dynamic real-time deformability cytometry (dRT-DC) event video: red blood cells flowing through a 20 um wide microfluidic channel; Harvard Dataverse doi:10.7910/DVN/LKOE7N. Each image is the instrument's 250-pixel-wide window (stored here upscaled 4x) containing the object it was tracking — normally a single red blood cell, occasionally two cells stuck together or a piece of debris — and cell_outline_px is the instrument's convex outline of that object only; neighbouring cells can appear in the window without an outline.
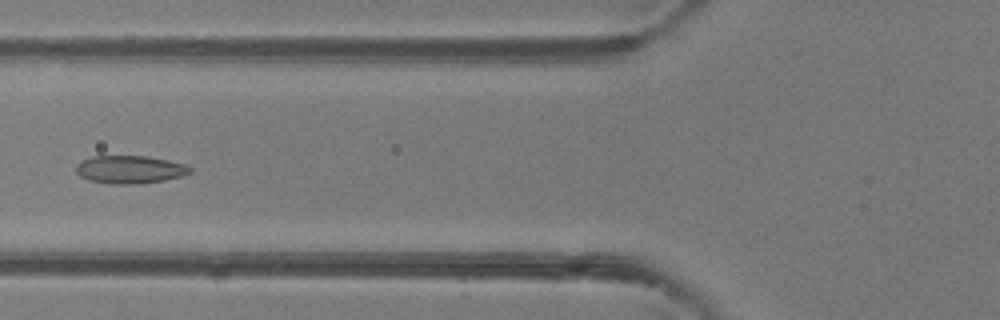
{"species": "common noctule bat (a hibernating species)", "species_latin": "Nyctalus noctula", "temperature_condition": "room temperature", "stored_images_in_passage": 48, "camera_frame_rate_fps": 3000, "um_per_image_px": 0.085, "animal": {"sex": "female"}, "frame": {"image": 1, "passage_image": 19, "time_ms": 6.0, "image_size_px": [1000, 320], "cell_outline_px": [[192, 172], [180, 176], [164, 180], [140, 184], [108, 184], [88, 180], [80, 176], [76, 172], [76, 164], [80, 160], [92, 156], [144, 156], [168, 160], [188, 164], [192, 168]], "centroid_in_image_um": [11.02, 14.41], "position_along_channel_um": 114.8, "area_um2": 18.79}}
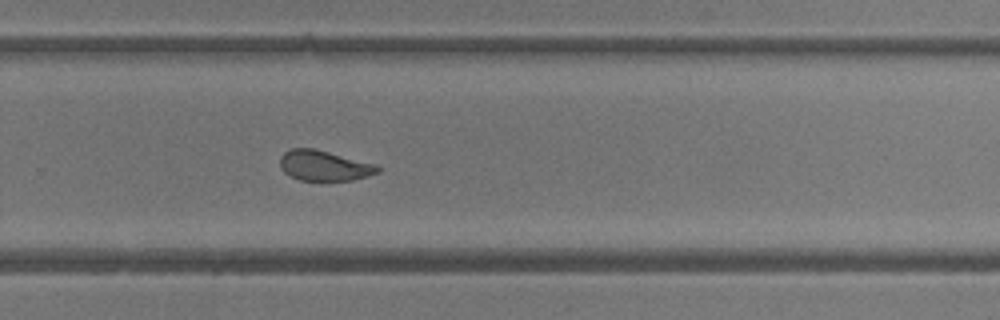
{"frame": {"image": 2, "passage_image": 32, "time_ms": 10.333, "image_size_px": [1000, 320], "cell_outline_px": [[380, 172], [368, 176], [352, 180], [300, 180], [284, 172], [280, 168], [280, 156], [284, 152], [292, 148], [312, 148], [376, 164], [380, 168]], "centroid_in_image_um": [27.55, 14.08], "position_along_channel_um": 302.3, "area_um2": 17.11}}
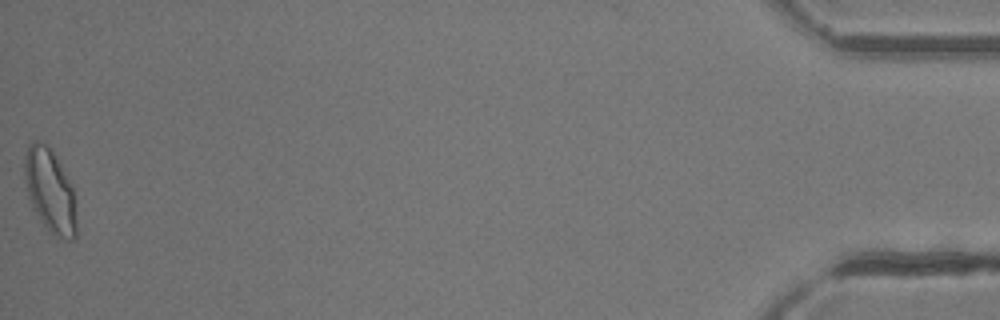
{"frame": {"image": 3, "passage_image": 48, "time_ms": 15.667, "image_size_px": [1000, 320], "cell_outline_px": [[76, 236], [72, 240], [56, 240], [48, 232], [32, 208], [28, 196], [24, 176], [24, 156], [28, 144], [32, 140], [40, 140], [48, 144], [52, 148], [72, 184], [76, 204]], "centroid_in_image_um": [4.26, 16.23], "position_along_channel_um": 430.9, "area_um2": 26.36}, "authors_computed_cell_mechanics": {"area_um2": 19.8254, "velocity_mm_per_s": 4.3274, "shape_relaxation_time_tau1_ms": null, "shape_relaxation_time_tau2_ms": 1.3828, "deformation_change_tau1": null, "deformation_change_tau2": 0.0608}}